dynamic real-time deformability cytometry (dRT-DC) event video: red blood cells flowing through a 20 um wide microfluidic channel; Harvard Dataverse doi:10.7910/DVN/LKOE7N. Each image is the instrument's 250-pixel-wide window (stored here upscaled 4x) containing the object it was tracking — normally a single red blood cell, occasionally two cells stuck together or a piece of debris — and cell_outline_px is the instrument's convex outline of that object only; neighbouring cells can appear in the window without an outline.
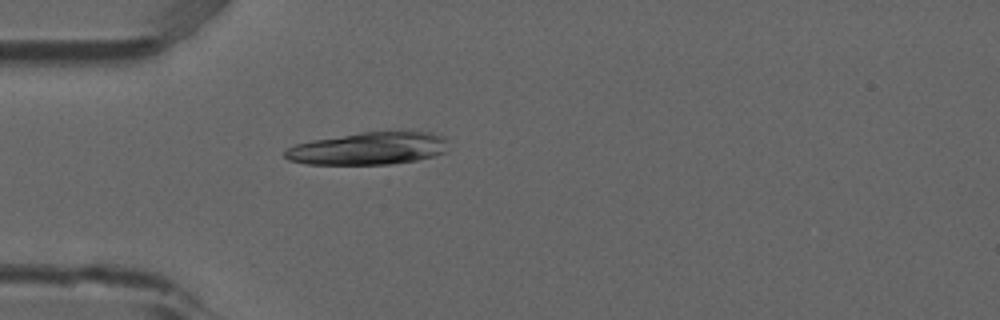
{"species": "common noctule bat (a hibernating species)", "species_latin": "Nyctalus noctula", "temperature_condition": "room temperature", "stored_images_in_passage": 4, "camera_frame_rate_fps": 3000, "um_per_image_px": 0.085, "animal": {"sex": "male", "forearm_length_mm": 52.5}, "frame": {"image": 1, "passage_image": 4, "time_ms": 1.0, "image_size_px": [1000, 320], "cell_outline_px": [[444, 152], [432, 156], [416, 160], [388, 164], [308, 164], [288, 160], [284, 156], [284, 152], [288, 148], [296, 144], [312, 140], [360, 132], [400, 128], [432, 132], [444, 136]], "centroid_in_image_um": [31.34, 12.57], "position_along_channel_um": 53.7, "area_um2": 31.56}}